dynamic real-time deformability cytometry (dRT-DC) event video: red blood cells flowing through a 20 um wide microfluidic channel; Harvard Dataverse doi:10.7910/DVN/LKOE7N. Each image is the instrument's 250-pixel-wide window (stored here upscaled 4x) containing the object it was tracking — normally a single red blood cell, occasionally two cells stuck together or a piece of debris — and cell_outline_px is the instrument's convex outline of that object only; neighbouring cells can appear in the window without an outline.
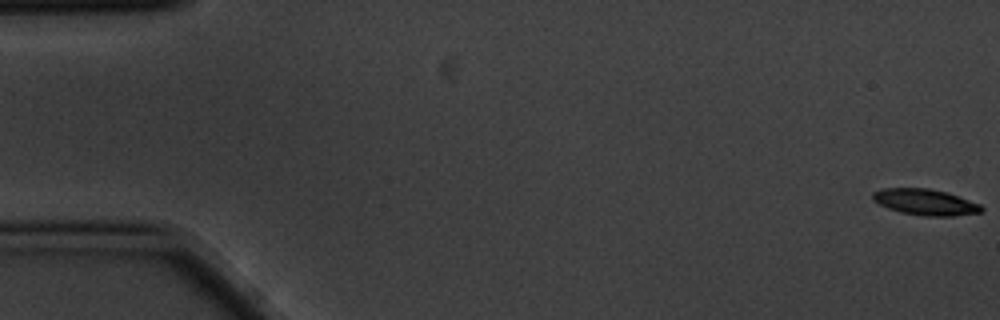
{"species": "common noctule bat (a hibernating species)", "species_latin": "Nyctalus noctula", "temperature_condition": "cold", "stored_images_in_passage": 8, "camera_frame_rate_fps": 3000, "um_per_image_px": 0.085, "animal": {"sex": "male", "body_mass_g": 20.1, "forearm_length_mm": 53.5}, "frame": {"image": 1, "passage_image": 1, "time_ms": 0.0, "image_size_px": [1000, 320], "cell_outline_px": [[984, 208], [980, 212], [952, 216], [924, 216], [900, 212], [888, 208], [872, 200], [872, 192], [884, 188], [928, 188], [948, 192], [980, 204]], "centroid_in_image_um": [78.64, 17.17], "position_along_channel_um": 6.4, "area_um2": 16.53}}
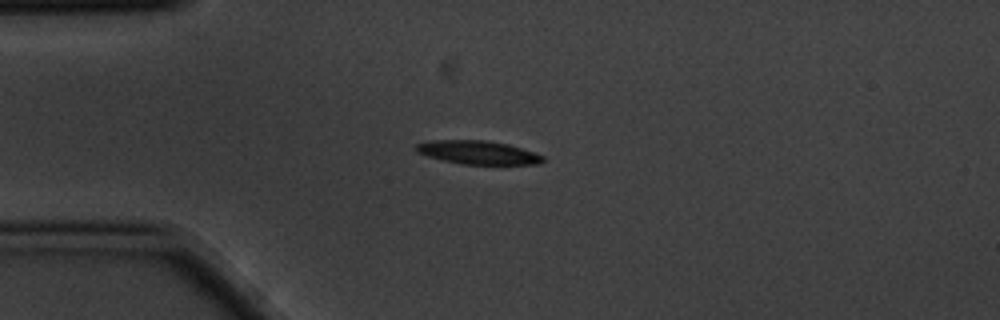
{"frame": {"image": 2, "passage_image": 5, "time_ms": 1.333, "image_size_px": [1000, 320], "cell_outline_px": [[544, 160], [540, 164], [460, 164], [428, 156], [416, 152], [412, 148], [416, 144], [428, 140], [484, 140], [508, 144], [544, 156]], "centroid_in_image_um": [40.57, 12.95], "position_along_channel_um": 44.4, "area_um2": 17.34}}